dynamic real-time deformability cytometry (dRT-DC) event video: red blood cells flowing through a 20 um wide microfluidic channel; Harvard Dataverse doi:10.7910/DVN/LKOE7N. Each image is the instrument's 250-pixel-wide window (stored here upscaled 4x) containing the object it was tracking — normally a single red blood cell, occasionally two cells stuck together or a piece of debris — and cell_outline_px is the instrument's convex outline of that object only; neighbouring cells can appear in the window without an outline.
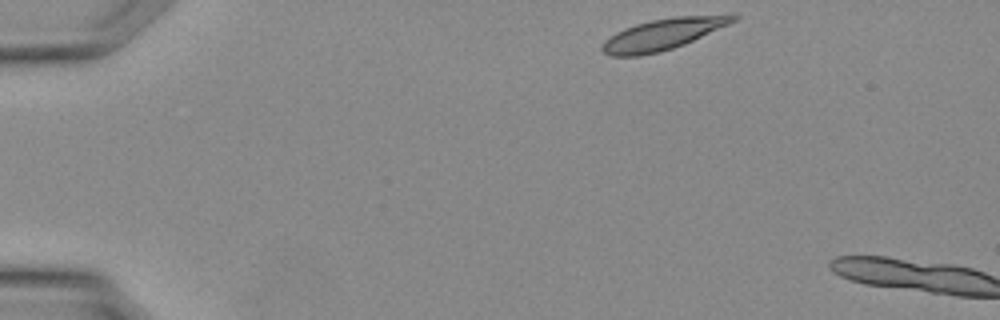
{"species": "Egyptian fruit bat (a non-hibernating species)", "species_latin": "Rousettus aegyptiacus", "temperature_condition": "warm", "stored_images_in_passage": 3, "camera_frame_rate_fps": 3000, "um_per_image_px": 0.085, "animal": {"sex": "female"}, "frame": {"image": 1, "passage_image": 1, "time_ms": 0.0, "image_size_px": [1000, 320], "cell_outline_px": [[740, 16], [736, 20], [728, 24], [684, 44], [660, 52], [640, 56], [612, 56], [604, 52], [600, 48], [604, 40], [616, 32], [624, 28], [636, 24], [652, 20], [676, 16], [732, 12], [736, 12]], "centroid_in_image_um": [56.42, 2.87], "position_along_channel_um": 28.6, "area_um2": 24.16}}